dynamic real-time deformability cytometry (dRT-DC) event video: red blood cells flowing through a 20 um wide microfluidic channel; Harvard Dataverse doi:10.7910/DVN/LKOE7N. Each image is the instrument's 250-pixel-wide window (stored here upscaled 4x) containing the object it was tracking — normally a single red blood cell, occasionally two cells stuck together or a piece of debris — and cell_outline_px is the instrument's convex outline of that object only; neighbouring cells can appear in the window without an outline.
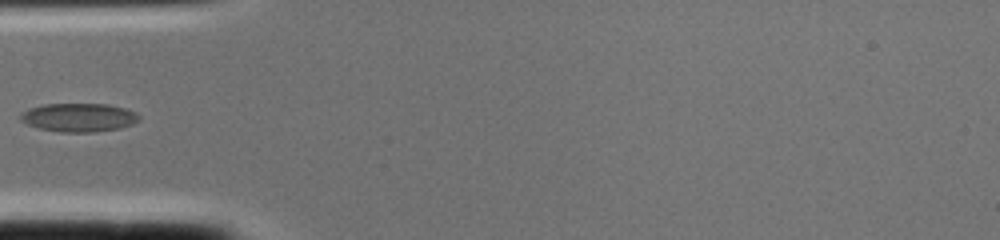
{"species": "common noctule bat (a hibernating species)", "species_latin": "Nyctalus noctula", "temperature_condition": "cold", "stored_images_in_passage": 2, "camera_frame_rate_fps": 3000, "um_per_image_px": 0.085, "animal": {"sex": "female", "body_mass_g": 22.0, "forearm_length_mm": 56.7}, "frame": {"image": 1, "passage_image": 2, "time_ms": 0.333, "image_size_px": [1000, 240], "cell_outline_px": [[140, 120], [132, 124], [120, 128], [96, 132], [60, 132], [40, 128], [28, 124], [20, 120], [20, 112], [28, 108], [44, 104], [108, 104], [124, 108], [136, 112], [140, 116]], "centroid_in_image_um": [6.7, 9.98], "position_along_channel_um": 78.3, "area_um2": 19.83}}